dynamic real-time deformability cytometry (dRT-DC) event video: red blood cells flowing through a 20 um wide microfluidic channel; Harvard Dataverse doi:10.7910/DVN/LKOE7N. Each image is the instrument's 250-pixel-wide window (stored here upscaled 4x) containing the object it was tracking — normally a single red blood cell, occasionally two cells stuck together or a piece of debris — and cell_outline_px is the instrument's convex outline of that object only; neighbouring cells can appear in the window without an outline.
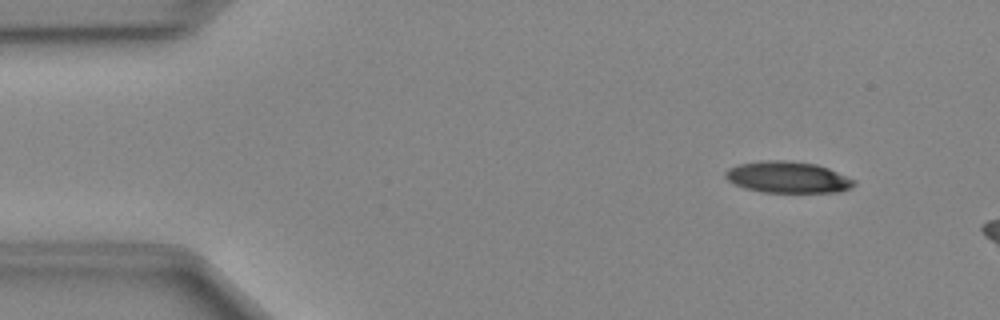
{"species": "Egyptian fruit bat (a non-hibernating species)", "species_latin": "Rousettus aegyptiacus", "temperature_condition": "cold", "stored_images_in_passage": 10, "camera_frame_rate_fps": 3000, "um_per_image_px": 0.085, "animal": {"sex": "female"}, "frame": {"image": 1, "passage_image": 5, "time_ms": 1.333, "image_size_px": [1000, 320], "cell_outline_px": [[856, 184], [852, 188], [840, 192], [760, 192], [744, 188], [728, 180], [724, 176], [724, 172], [728, 168], [740, 164], [760, 160], [784, 160], [816, 164], [828, 168], [856, 180]], "centroid_in_image_um": [66.97, 15.07], "position_along_channel_um": 18.0, "area_um2": 23.7}}